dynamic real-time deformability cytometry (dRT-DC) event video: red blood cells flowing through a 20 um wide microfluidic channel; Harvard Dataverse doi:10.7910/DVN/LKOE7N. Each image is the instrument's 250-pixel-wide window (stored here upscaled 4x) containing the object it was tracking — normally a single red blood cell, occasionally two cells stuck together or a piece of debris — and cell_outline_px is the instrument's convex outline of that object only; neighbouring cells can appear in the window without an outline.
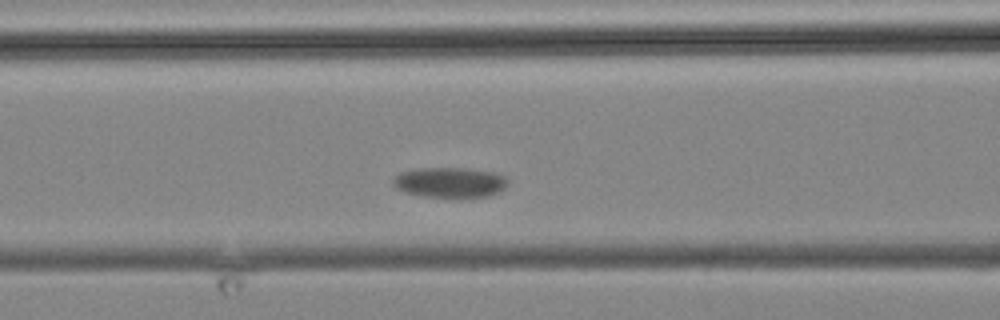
{"species": "common noctule bat (a hibernating species)", "species_latin": "Nyctalus noctula", "temperature_condition": "cold", "stored_images_in_passage": 3, "camera_frame_rate_fps": 3000, "um_per_image_px": 0.085, "animal": {"sex": "male", "body_mass_g": 19.2, "forearm_length_mm": 51.8}, "frame": {"image": 1, "passage_image": 3, "time_ms": 3.0, "image_size_px": [1000, 320], "cell_outline_px": [[508, 184], [500, 192], [488, 196], [460, 200], [424, 196], [404, 192], [396, 188], [392, 184], [392, 180], [400, 172], [420, 168], [464, 168], [492, 172], [504, 176], [508, 180]], "centroid_in_image_um": [38.26, 15.55], "position_along_channel_um": 128.3, "area_um2": 20.87}}